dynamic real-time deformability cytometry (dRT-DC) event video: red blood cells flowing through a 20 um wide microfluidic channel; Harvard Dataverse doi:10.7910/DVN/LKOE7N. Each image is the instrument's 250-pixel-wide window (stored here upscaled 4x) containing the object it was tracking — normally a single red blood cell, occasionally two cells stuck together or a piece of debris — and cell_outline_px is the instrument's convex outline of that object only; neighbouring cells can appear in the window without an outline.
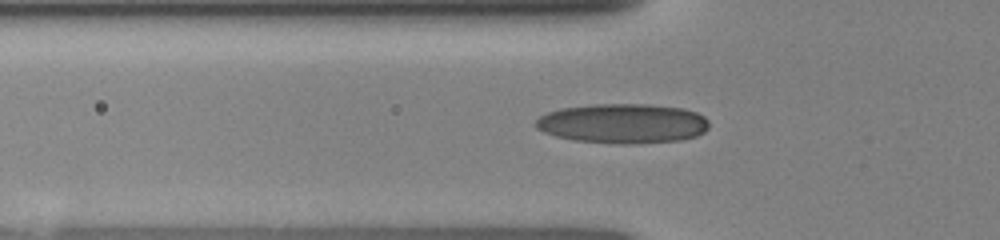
{"species": "human", "species_latin": "Homo sapiens", "temperature_condition": "room temperature", "stored_images_in_passage": 11, "camera_frame_rate_fps": 3000, "um_per_image_px": 0.085, "donor": {"sex": "female"}, "frame": {"image": 1, "passage_image": 10, "time_ms": 3.333, "image_size_px": [1000, 240], "cell_outline_px": [[708, 128], [704, 132], [696, 136], [680, 140], [632, 144], [620, 144], [572, 140], [556, 136], [544, 132], [536, 128], [532, 124], [540, 116], [548, 112], [560, 108], [596, 104], [648, 104], [684, 108], [696, 112], [704, 116], [708, 120]], "centroid_in_image_um": [52.93, 10.49], "position_along_channel_um": 72.9, "area_um2": 40.34}}